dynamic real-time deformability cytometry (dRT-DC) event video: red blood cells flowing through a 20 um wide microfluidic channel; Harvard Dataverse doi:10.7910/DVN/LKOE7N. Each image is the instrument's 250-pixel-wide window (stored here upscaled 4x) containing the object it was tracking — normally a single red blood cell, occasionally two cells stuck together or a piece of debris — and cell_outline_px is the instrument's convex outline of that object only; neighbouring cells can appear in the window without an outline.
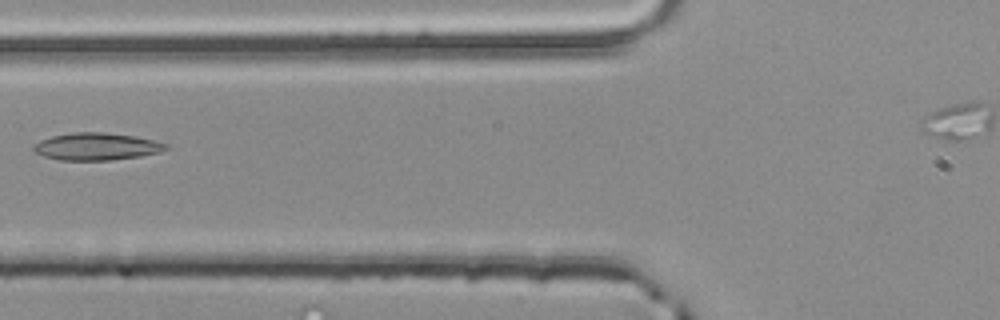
{"species": "common noctule bat (a hibernating species)", "species_latin": "Nyctalus noctula", "temperature_condition": "room temperature", "stored_images_in_passage": 3, "camera_frame_rate_fps": 3000, "um_per_image_px": 0.085, "animal": {"sex": "male", "body_mass_g": 20.4}, "frame": {"image": 1, "passage_image": 3, "time_ms": 0.667, "image_size_px": [1000, 320], "cell_outline_px": [[168, 148], [160, 152], [140, 156], [112, 160], [60, 160], [44, 156], [36, 152], [32, 148], [40, 140], [52, 136], [72, 132], [104, 132], [132, 136], [152, 140], [168, 144]], "centroid_in_image_um": [8.2, 12.45], "position_along_channel_um": 117.6, "area_um2": 20.87}}